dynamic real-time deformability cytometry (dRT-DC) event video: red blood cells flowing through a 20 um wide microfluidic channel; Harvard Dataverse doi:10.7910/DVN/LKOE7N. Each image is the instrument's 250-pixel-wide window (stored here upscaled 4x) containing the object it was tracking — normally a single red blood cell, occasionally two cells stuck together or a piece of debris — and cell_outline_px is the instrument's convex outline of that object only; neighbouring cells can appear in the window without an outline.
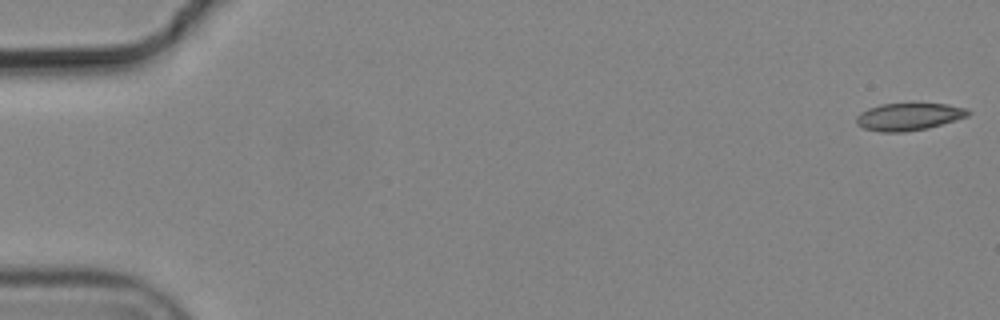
{"species": "common noctule bat (a hibernating species)", "species_latin": "Nyctalus noctula", "temperature_condition": "cold", "stored_images_in_passage": 7, "camera_frame_rate_fps": 3000, "um_per_image_px": 0.085, "animal": {"sex": "male", "body_mass_g": 19.2, "forearm_length_mm": 51.8}, "frame": {"image": 1, "passage_image": 1, "time_ms": 0.0, "image_size_px": [1000, 320], "cell_outline_px": [[972, 112], [968, 116], [956, 120], [928, 128], [904, 132], [880, 132], [864, 128], [856, 124], [856, 116], [860, 112], [868, 108], [880, 104], [912, 100], [948, 104], [968, 108]], "centroid_in_image_um": [77.27, 9.86], "position_along_channel_um": 7.7, "area_um2": 18.9}}
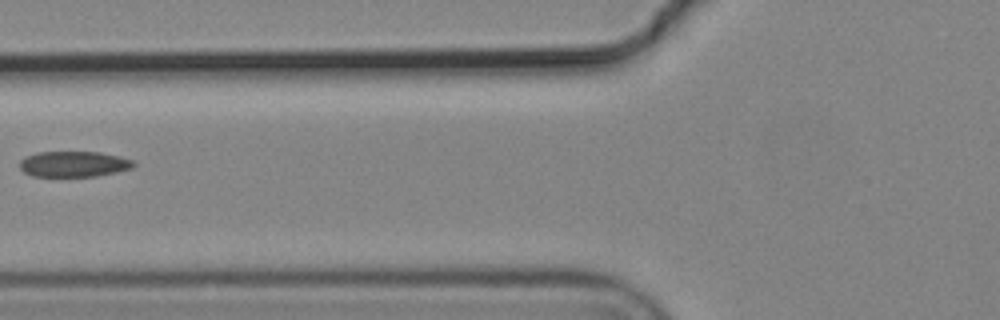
{"frame": {"image": 2, "passage_image": 6, "time_ms": 1.667, "image_size_px": [1000, 320], "cell_outline_px": [[136, 164], [132, 168], [116, 172], [96, 176], [32, 176], [24, 172], [20, 168], [20, 160], [24, 156], [36, 152], [100, 152], [120, 156], [132, 160]], "centroid_in_image_um": [6.26, 13.94], "position_along_channel_um": 119.5, "area_um2": 17.11}}
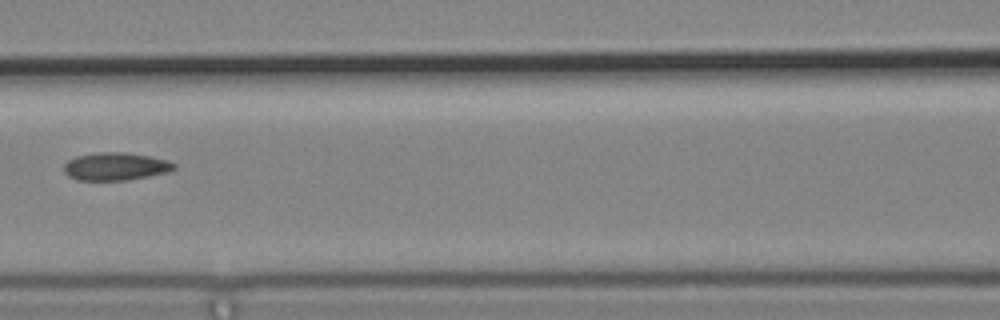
{"frame": {"image": 3, "passage_image": 7, "time_ms": 2.0, "image_size_px": [1000, 320], "cell_outline_px": [[176, 168], [168, 172], [128, 180], [76, 180], [68, 176], [64, 172], [64, 164], [68, 160], [76, 156], [100, 152], [124, 152], [148, 156], [168, 160], [176, 164]], "centroid_in_image_um": [9.81, 14.15], "position_along_channel_um": 156.8, "area_um2": 17.86}}